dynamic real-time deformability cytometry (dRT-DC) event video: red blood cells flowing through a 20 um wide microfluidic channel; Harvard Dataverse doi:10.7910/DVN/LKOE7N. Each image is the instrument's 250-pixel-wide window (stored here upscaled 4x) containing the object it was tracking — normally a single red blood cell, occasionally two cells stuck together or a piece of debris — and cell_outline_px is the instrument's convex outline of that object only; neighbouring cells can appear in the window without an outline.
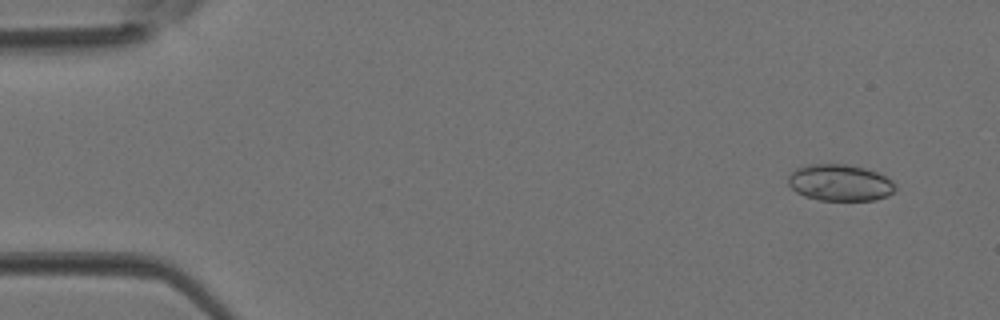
{"species": "Egyptian fruit bat (a non-hibernating species)", "species_latin": "Rousettus aegyptiacus", "temperature_condition": "room temperature", "stored_images_in_passage": 4, "camera_frame_rate_fps": 3000, "um_per_image_px": 0.085, "animal": {"sex": "female"}, "frame": {"image": 1, "passage_image": 1, "time_ms": 0.0, "image_size_px": [1000, 320], "cell_outline_px": [[896, 188], [888, 196], [876, 200], [820, 200], [804, 196], [796, 192], [788, 184], [788, 176], [796, 168], [808, 164], [848, 164], [864, 168], [876, 172], [892, 180]], "centroid_in_image_um": [71.38, 15.53], "position_along_channel_um": 13.6, "area_um2": 22.83}}